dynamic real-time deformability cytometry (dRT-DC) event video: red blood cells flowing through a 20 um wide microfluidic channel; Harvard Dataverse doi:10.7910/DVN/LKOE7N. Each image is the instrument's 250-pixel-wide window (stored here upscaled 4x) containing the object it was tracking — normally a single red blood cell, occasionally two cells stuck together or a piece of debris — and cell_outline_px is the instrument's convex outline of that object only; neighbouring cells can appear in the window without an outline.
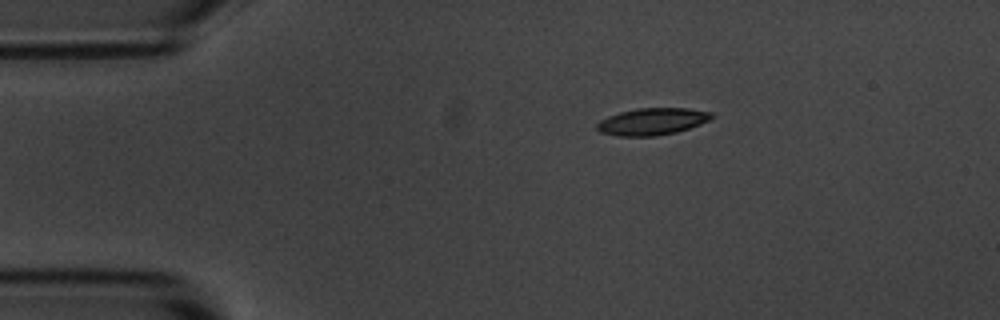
{"species": "common noctule bat (a hibernating species)", "species_latin": "Nyctalus noctula", "temperature_condition": "room temperature", "stored_images_in_passage": 3, "camera_frame_rate_fps": 3000, "um_per_image_px": 0.085, "animal": {"sex": "male", "body_mass_g": 20.1, "forearm_length_mm": 53.5}, "frame": {"image": 1, "passage_image": 1, "time_ms": 0.0, "image_size_px": [1000, 320], "cell_outline_px": [[712, 116], [708, 120], [700, 124], [676, 132], [656, 136], [620, 136], [600, 132], [596, 128], [596, 124], [600, 120], [608, 116], [620, 112], [636, 108], [688, 108], [712, 112]], "centroid_in_image_um": [55.41, 10.32], "position_along_channel_um": 29.6, "area_um2": 17.92}}